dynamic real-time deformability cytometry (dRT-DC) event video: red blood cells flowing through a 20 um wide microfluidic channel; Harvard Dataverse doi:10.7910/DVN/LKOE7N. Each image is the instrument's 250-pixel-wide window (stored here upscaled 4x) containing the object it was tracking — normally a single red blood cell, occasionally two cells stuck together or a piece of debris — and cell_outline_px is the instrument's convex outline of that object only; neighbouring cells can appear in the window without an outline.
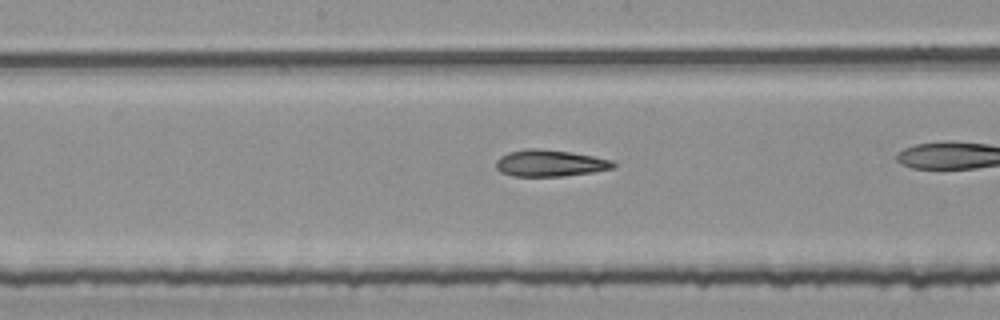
{"species": "common noctule bat (a hibernating species)", "species_latin": "Nyctalus noctula", "temperature_condition": "room temperature", "stored_images_in_passage": 36, "camera_frame_rate_fps": 3000, "um_per_image_px": 0.085, "animal": {"sex": "female", "body_mass_g": 25.1}, "frame": {"image": 1, "passage_image": 21, "time_ms": 6.667, "image_size_px": [1000, 320], "cell_outline_px": [[616, 164], [612, 168], [592, 172], [564, 176], [512, 176], [500, 172], [496, 168], [496, 160], [500, 156], [508, 152], [528, 148], [540, 148], [568, 152], [592, 156], [612, 160]], "centroid_in_image_um": [46.69, 13.87], "position_along_channel_um": 201.5, "area_um2": 18.15}}
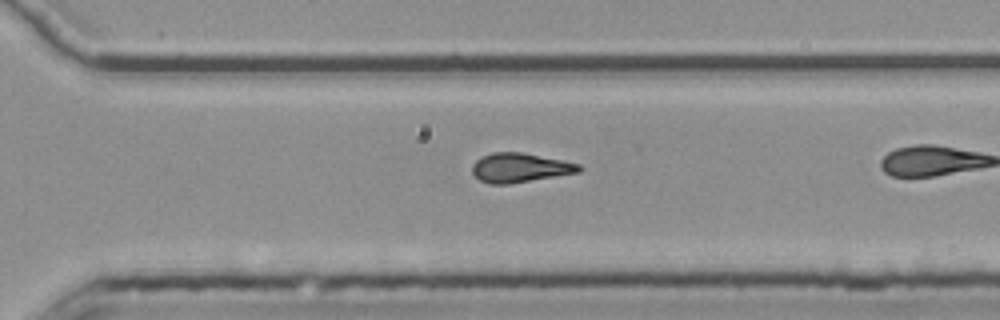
{"frame": {"image": 2, "passage_image": 31, "time_ms": 10.0, "image_size_px": [1000, 320], "cell_outline_px": [[584, 168], [580, 172], [508, 184], [488, 184], [480, 180], [472, 172], [472, 164], [476, 160], [492, 152], [520, 152], [564, 160], [580, 164]], "centroid_in_image_um": [44.21, 14.25], "position_along_channel_um": 326.4, "area_um2": 18.21}}